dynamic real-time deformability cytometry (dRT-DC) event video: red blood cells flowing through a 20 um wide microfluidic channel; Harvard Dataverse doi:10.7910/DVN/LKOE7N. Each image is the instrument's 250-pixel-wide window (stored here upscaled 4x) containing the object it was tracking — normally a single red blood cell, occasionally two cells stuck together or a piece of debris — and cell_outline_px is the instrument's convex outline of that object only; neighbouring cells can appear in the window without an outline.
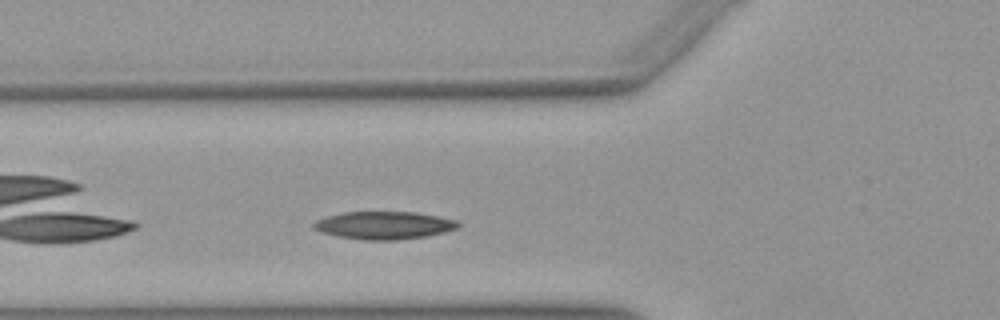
{"species": "Egyptian fruit bat (a non-hibernating species)", "species_latin": "Rousettus aegyptiacus", "temperature_condition": "warm", "stored_images_in_passage": 27, "camera_frame_rate_fps": 3000, "um_per_image_px": 0.085, "animal": {"sex": "female"}, "frame": {"image": 1, "passage_image": 4, "time_ms": 1.0, "image_size_px": [1000, 320], "cell_outline_px": [[460, 224], [456, 228], [444, 232], [428, 236], [396, 240], [364, 240], [340, 236], [320, 232], [312, 228], [312, 224], [316, 220], [328, 216], [344, 212], [412, 212], [436, 216], [456, 220]], "centroid_in_image_um": [32.61, 19.15], "position_along_channel_um": 93.2, "area_um2": 23.18}}
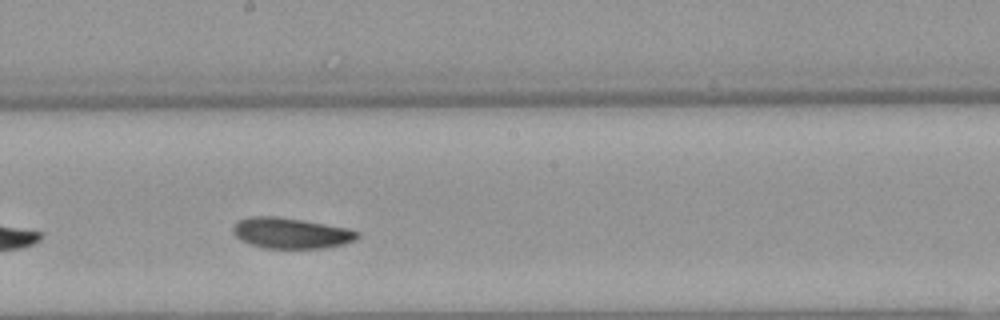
{"frame": {"image": 2, "passage_image": 14, "time_ms": 4.333, "image_size_px": [1000, 320], "cell_outline_px": [[360, 236], [356, 240], [344, 244], [320, 248], [264, 248], [248, 244], [240, 240], [232, 232], [232, 228], [240, 220], [252, 216], [280, 216], [348, 228], [360, 232]], "centroid_in_image_um": [24.74, 19.81], "position_along_channel_um": 223.5, "area_um2": 22.37}}
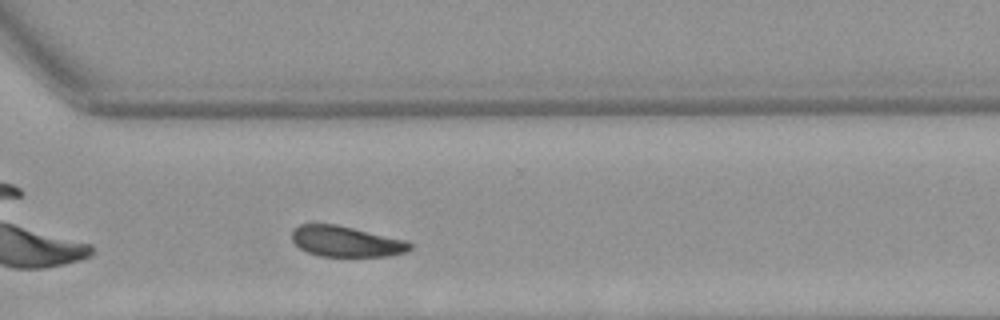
{"frame": {"image": 3, "passage_image": 23, "time_ms": 7.333, "image_size_px": [1000, 320], "cell_outline_px": [[412, 248], [404, 252], [392, 256], [320, 256], [308, 252], [300, 248], [292, 240], [292, 228], [300, 224], [312, 220], [316, 220], [336, 224], [404, 240], [412, 244]], "centroid_in_image_um": [29.32, 20.48], "position_along_channel_um": 341.3, "area_um2": 21.5}, "authors_computed_cell_mechanics": {"area_um2": 22.3686, "velocity_mm_per_s": 3.9276, "shape_relaxation_time_tau1_ms": 5.0809, "shape_relaxation_time_tau2_ms": null, "deformation_change_tau1": 0.1211, "deformation_change_tau2": null}}